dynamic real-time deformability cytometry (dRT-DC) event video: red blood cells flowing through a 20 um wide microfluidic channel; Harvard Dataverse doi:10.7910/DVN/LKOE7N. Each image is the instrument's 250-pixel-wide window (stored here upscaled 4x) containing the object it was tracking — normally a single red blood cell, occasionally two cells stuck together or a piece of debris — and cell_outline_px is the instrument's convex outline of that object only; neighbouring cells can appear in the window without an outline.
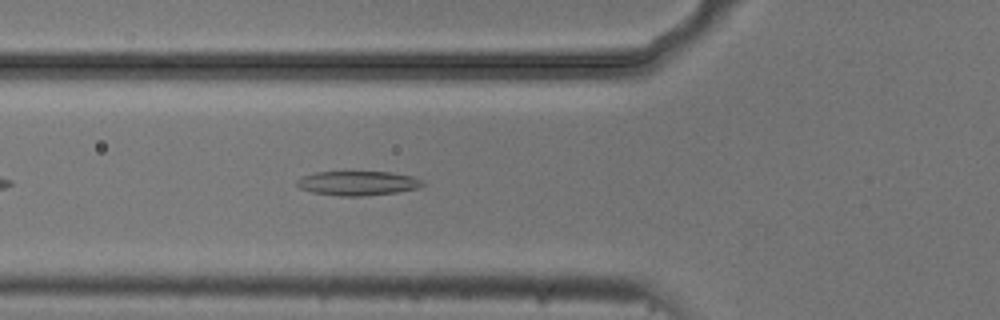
{"species": "common noctule bat (a hibernating species)", "species_latin": "Nyctalus noctula", "temperature_condition": "cold", "stored_images_in_passage": 41, "camera_frame_rate_fps": 3000, "um_per_image_px": 0.085, "animal": {"sex": "male", "body_mass_g": 20.5, "forearm_length_mm": 52.5}, "frame": {"image": 1, "passage_image": 6, "time_ms": 1.667, "image_size_px": [1000, 320], "cell_outline_px": [[424, 184], [420, 188], [396, 192], [360, 196], [340, 196], [312, 192], [300, 188], [296, 184], [296, 180], [300, 176], [316, 172], [392, 172], [412, 176], [424, 180]], "centroid_in_image_um": [30.41, 15.56], "position_along_channel_um": 95.4, "area_um2": 17.92}}
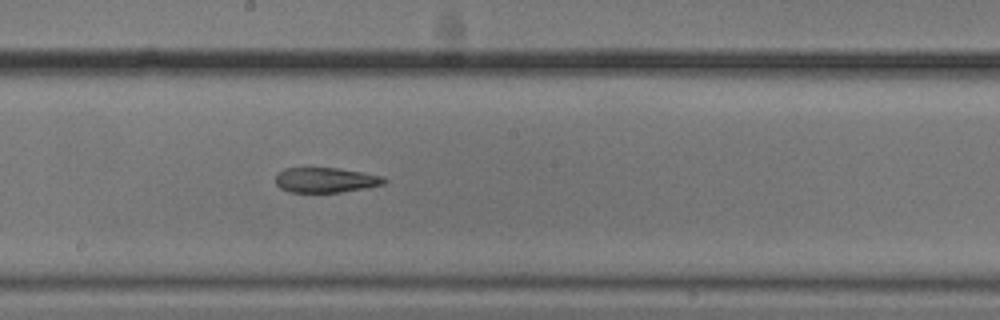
{"frame": {"image": 2, "passage_image": 16, "time_ms": 5.0, "image_size_px": [1000, 320], "cell_outline_px": [[388, 180], [384, 184], [364, 188], [340, 192], [292, 192], [280, 188], [276, 184], [276, 172], [284, 168], [336, 168], [364, 172], [384, 176]], "centroid_in_image_um": [27.69, 15.29], "position_along_channel_um": 220.5, "area_um2": 15.9}}
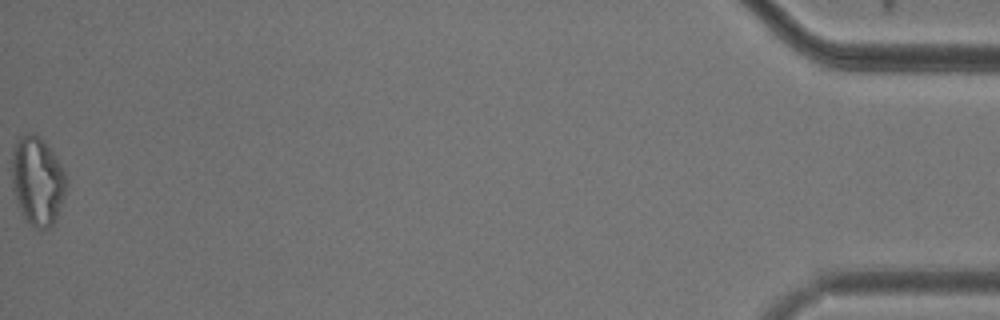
{"frame": {"image": 3, "passage_image": 41, "time_ms": 13.333, "image_size_px": [1000, 320], "cell_outline_px": [[68, 184], [56, 220], [48, 228], [36, 228], [24, 216], [20, 208], [12, 188], [12, 152], [16, 140], [20, 136], [28, 132], [36, 132], [44, 140], [52, 152], [64, 172], [68, 180]], "centroid_in_image_um": [3.18, 15.32], "position_along_channel_um": 432.0, "area_um2": 28.03}, "authors_computed_cell_mechanics": {"area_um2": 18.4382, "velocity_mm_per_s": 3.7246, "shape_relaxation_time_tau1_ms": null, "shape_relaxation_time_tau2_ms": 2.7092, "deformation_change_tau1": null, "deformation_change_tau2": 0.1067}}